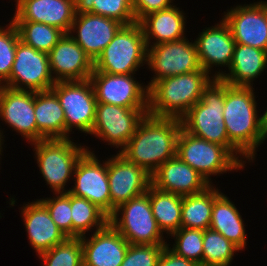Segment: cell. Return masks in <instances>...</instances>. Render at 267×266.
<instances>
[{
  "label": "cell",
  "mask_w": 267,
  "mask_h": 266,
  "mask_svg": "<svg viewBox=\"0 0 267 266\" xmlns=\"http://www.w3.org/2000/svg\"><path fill=\"white\" fill-rule=\"evenodd\" d=\"M181 129L180 119L147 114L119 153L152 175L163 163L176 156Z\"/></svg>",
  "instance_id": "cell-1"
},
{
  "label": "cell",
  "mask_w": 267,
  "mask_h": 266,
  "mask_svg": "<svg viewBox=\"0 0 267 266\" xmlns=\"http://www.w3.org/2000/svg\"><path fill=\"white\" fill-rule=\"evenodd\" d=\"M224 100L225 81L213 78L204 88L201 99L180 119L182 129L195 137L224 146L245 167L251 161L227 135Z\"/></svg>",
  "instance_id": "cell-2"
},
{
  "label": "cell",
  "mask_w": 267,
  "mask_h": 266,
  "mask_svg": "<svg viewBox=\"0 0 267 266\" xmlns=\"http://www.w3.org/2000/svg\"><path fill=\"white\" fill-rule=\"evenodd\" d=\"M254 91L253 87L231 86L225 82L223 111L229 140L253 163L257 148L266 140L261 132V111L257 110Z\"/></svg>",
  "instance_id": "cell-3"
},
{
  "label": "cell",
  "mask_w": 267,
  "mask_h": 266,
  "mask_svg": "<svg viewBox=\"0 0 267 266\" xmlns=\"http://www.w3.org/2000/svg\"><path fill=\"white\" fill-rule=\"evenodd\" d=\"M213 78L201 68L156 81L148 89V114L181 119L201 99L204 88Z\"/></svg>",
  "instance_id": "cell-4"
},
{
  "label": "cell",
  "mask_w": 267,
  "mask_h": 266,
  "mask_svg": "<svg viewBox=\"0 0 267 266\" xmlns=\"http://www.w3.org/2000/svg\"><path fill=\"white\" fill-rule=\"evenodd\" d=\"M74 139H44L31 143L35 161L46 185L53 193H66L77 161L89 149ZM67 189V190H66Z\"/></svg>",
  "instance_id": "cell-5"
},
{
  "label": "cell",
  "mask_w": 267,
  "mask_h": 266,
  "mask_svg": "<svg viewBox=\"0 0 267 266\" xmlns=\"http://www.w3.org/2000/svg\"><path fill=\"white\" fill-rule=\"evenodd\" d=\"M147 64V45L138 22L123 25L94 61V71L110 74H136Z\"/></svg>",
  "instance_id": "cell-6"
},
{
  "label": "cell",
  "mask_w": 267,
  "mask_h": 266,
  "mask_svg": "<svg viewBox=\"0 0 267 266\" xmlns=\"http://www.w3.org/2000/svg\"><path fill=\"white\" fill-rule=\"evenodd\" d=\"M109 223L129 244L167 245L164 234L155 220L146 193L118 206L109 217Z\"/></svg>",
  "instance_id": "cell-7"
},
{
  "label": "cell",
  "mask_w": 267,
  "mask_h": 266,
  "mask_svg": "<svg viewBox=\"0 0 267 266\" xmlns=\"http://www.w3.org/2000/svg\"><path fill=\"white\" fill-rule=\"evenodd\" d=\"M176 155L211 185V176L245 168L224 146L195 137L181 129Z\"/></svg>",
  "instance_id": "cell-8"
},
{
  "label": "cell",
  "mask_w": 267,
  "mask_h": 266,
  "mask_svg": "<svg viewBox=\"0 0 267 266\" xmlns=\"http://www.w3.org/2000/svg\"><path fill=\"white\" fill-rule=\"evenodd\" d=\"M51 90L64 110L66 139L77 129L90 134L95 121L97 100L90 79L83 81H59ZM73 132V133H71Z\"/></svg>",
  "instance_id": "cell-9"
},
{
  "label": "cell",
  "mask_w": 267,
  "mask_h": 266,
  "mask_svg": "<svg viewBox=\"0 0 267 266\" xmlns=\"http://www.w3.org/2000/svg\"><path fill=\"white\" fill-rule=\"evenodd\" d=\"M146 68L153 77L147 82L148 89L158 80L181 75L201 69L195 42L184 38L154 46H147Z\"/></svg>",
  "instance_id": "cell-10"
},
{
  "label": "cell",
  "mask_w": 267,
  "mask_h": 266,
  "mask_svg": "<svg viewBox=\"0 0 267 266\" xmlns=\"http://www.w3.org/2000/svg\"><path fill=\"white\" fill-rule=\"evenodd\" d=\"M147 114L148 109L97 103L95 121L90 134L108 143L111 148H117L119 153Z\"/></svg>",
  "instance_id": "cell-11"
},
{
  "label": "cell",
  "mask_w": 267,
  "mask_h": 266,
  "mask_svg": "<svg viewBox=\"0 0 267 266\" xmlns=\"http://www.w3.org/2000/svg\"><path fill=\"white\" fill-rule=\"evenodd\" d=\"M55 83L48 53L38 51L19 40L9 79L3 86L39 92L50 90Z\"/></svg>",
  "instance_id": "cell-12"
},
{
  "label": "cell",
  "mask_w": 267,
  "mask_h": 266,
  "mask_svg": "<svg viewBox=\"0 0 267 266\" xmlns=\"http://www.w3.org/2000/svg\"><path fill=\"white\" fill-rule=\"evenodd\" d=\"M91 149L77 161L72 180L75 181L70 193L83 197L111 216L109 181L107 177V159L99 160ZM102 162V163H101Z\"/></svg>",
  "instance_id": "cell-13"
},
{
  "label": "cell",
  "mask_w": 267,
  "mask_h": 266,
  "mask_svg": "<svg viewBox=\"0 0 267 266\" xmlns=\"http://www.w3.org/2000/svg\"><path fill=\"white\" fill-rule=\"evenodd\" d=\"M134 76L135 74L119 75L93 71L89 79L97 103L148 109L147 84L139 82Z\"/></svg>",
  "instance_id": "cell-14"
},
{
  "label": "cell",
  "mask_w": 267,
  "mask_h": 266,
  "mask_svg": "<svg viewBox=\"0 0 267 266\" xmlns=\"http://www.w3.org/2000/svg\"><path fill=\"white\" fill-rule=\"evenodd\" d=\"M117 154L107 158L111 215L121 204L147 192L151 185V175L142 167Z\"/></svg>",
  "instance_id": "cell-15"
},
{
  "label": "cell",
  "mask_w": 267,
  "mask_h": 266,
  "mask_svg": "<svg viewBox=\"0 0 267 266\" xmlns=\"http://www.w3.org/2000/svg\"><path fill=\"white\" fill-rule=\"evenodd\" d=\"M223 15L236 43L267 51V1L237 4Z\"/></svg>",
  "instance_id": "cell-16"
},
{
  "label": "cell",
  "mask_w": 267,
  "mask_h": 266,
  "mask_svg": "<svg viewBox=\"0 0 267 266\" xmlns=\"http://www.w3.org/2000/svg\"><path fill=\"white\" fill-rule=\"evenodd\" d=\"M194 42L201 68L214 78H220L226 70L219 67L229 69L236 44L228 23L222 17L219 23L203 29ZM214 66L219 70L214 71Z\"/></svg>",
  "instance_id": "cell-17"
},
{
  "label": "cell",
  "mask_w": 267,
  "mask_h": 266,
  "mask_svg": "<svg viewBox=\"0 0 267 266\" xmlns=\"http://www.w3.org/2000/svg\"><path fill=\"white\" fill-rule=\"evenodd\" d=\"M34 97L35 91L0 86V120L25 138L29 144L37 142Z\"/></svg>",
  "instance_id": "cell-18"
},
{
  "label": "cell",
  "mask_w": 267,
  "mask_h": 266,
  "mask_svg": "<svg viewBox=\"0 0 267 266\" xmlns=\"http://www.w3.org/2000/svg\"><path fill=\"white\" fill-rule=\"evenodd\" d=\"M122 26L119 21L101 15L75 14L69 35L94 62Z\"/></svg>",
  "instance_id": "cell-19"
},
{
  "label": "cell",
  "mask_w": 267,
  "mask_h": 266,
  "mask_svg": "<svg viewBox=\"0 0 267 266\" xmlns=\"http://www.w3.org/2000/svg\"><path fill=\"white\" fill-rule=\"evenodd\" d=\"M48 56L55 82L87 80L94 71V62L69 33L64 34Z\"/></svg>",
  "instance_id": "cell-20"
},
{
  "label": "cell",
  "mask_w": 267,
  "mask_h": 266,
  "mask_svg": "<svg viewBox=\"0 0 267 266\" xmlns=\"http://www.w3.org/2000/svg\"><path fill=\"white\" fill-rule=\"evenodd\" d=\"M83 250V266H121L128 241L110 224L95 231L90 238L80 237Z\"/></svg>",
  "instance_id": "cell-21"
},
{
  "label": "cell",
  "mask_w": 267,
  "mask_h": 266,
  "mask_svg": "<svg viewBox=\"0 0 267 266\" xmlns=\"http://www.w3.org/2000/svg\"><path fill=\"white\" fill-rule=\"evenodd\" d=\"M27 203H24L20 209L21 217L29 244L38 256L62 243L68 237L57 227L48 209L39 199Z\"/></svg>",
  "instance_id": "cell-22"
},
{
  "label": "cell",
  "mask_w": 267,
  "mask_h": 266,
  "mask_svg": "<svg viewBox=\"0 0 267 266\" xmlns=\"http://www.w3.org/2000/svg\"><path fill=\"white\" fill-rule=\"evenodd\" d=\"M151 185L160 191L180 196L196 194L210 186L204 177L177 155L151 175Z\"/></svg>",
  "instance_id": "cell-23"
},
{
  "label": "cell",
  "mask_w": 267,
  "mask_h": 266,
  "mask_svg": "<svg viewBox=\"0 0 267 266\" xmlns=\"http://www.w3.org/2000/svg\"><path fill=\"white\" fill-rule=\"evenodd\" d=\"M12 21L40 22L70 32L75 17L74 0H25L16 8Z\"/></svg>",
  "instance_id": "cell-24"
},
{
  "label": "cell",
  "mask_w": 267,
  "mask_h": 266,
  "mask_svg": "<svg viewBox=\"0 0 267 266\" xmlns=\"http://www.w3.org/2000/svg\"><path fill=\"white\" fill-rule=\"evenodd\" d=\"M185 15L183 10L173 5L144 16L138 23L142 27L146 45L154 46L186 38Z\"/></svg>",
  "instance_id": "cell-25"
},
{
  "label": "cell",
  "mask_w": 267,
  "mask_h": 266,
  "mask_svg": "<svg viewBox=\"0 0 267 266\" xmlns=\"http://www.w3.org/2000/svg\"><path fill=\"white\" fill-rule=\"evenodd\" d=\"M266 69L267 51L236 43L231 65L220 79L231 86L253 87Z\"/></svg>",
  "instance_id": "cell-26"
},
{
  "label": "cell",
  "mask_w": 267,
  "mask_h": 266,
  "mask_svg": "<svg viewBox=\"0 0 267 266\" xmlns=\"http://www.w3.org/2000/svg\"><path fill=\"white\" fill-rule=\"evenodd\" d=\"M34 113L37 142L44 139H66L64 110L51 89L35 92Z\"/></svg>",
  "instance_id": "cell-27"
},
{
  "label": "cell",
  "mask_w": 267,
  "mask_h": 266,
  "mask_svg": "<svg viewBox=\"0 0 267 266\" xmlns=\"http://www.w3.org/2000/svg\"><path fill=\"white\" fill-rule=\"evenodd\" d=\"M244 224L242 215L234 202L221 193L213 203L210 228L221 233L243 251L248 244Z\"/></svg>",
  "instance_id": "cell-28"
},
{
  "label": "cell",
  "mask_w": 267,
  "mask_h": 266,
  "mask_svg": "<svg viewBox=\"0 0 267 266\" xmlns=\"http://www.w3.org/2000/svg\"><path fill=\"white\" fill-rule=\"evenodd\" d=\"M214 185L199 193L182 196L181 227L203 231L210 228L214 200L222 193Z\"/></svg>",
  "instance_id": "cell-29"
},
{
  "label": "cell",
  "mask_w": 267,
  "mask_h": 266,
  "mask_svg": "<svg viewBox=\"0 0 267 266\" xmlns=\"http://www.w3.org/2000/svg\"><path fill=\"white\" fill-rule=\"evenodd\" d=\"M150 206L160 230L167 237L181 228L182 196L149 186Z\"/></svg>",
  "instance_id": "cell-30"
},
{
  "label": "cell",
  "mask_w": 267,
  "mask_h": 266,
  "mask_svg": "<svg viewBox=\"0 0 267 266\" xmlns=\"http://www.w3.org/2000/svg\"><path fill=\"white\" fill-rule=\"evenodd\" d=\"M72 237L98 231L109 223V217L89 200L71 194Z\"/></svg>",
  "instance_id": "cell-31"
},
{
  "label": "cell",
  "mask_w": 267,
  "mask_h": 266,
  "mask_svg": "<svg viewBox=\"0 0 267 266\" xmlns=\"http://www.w3.org/2000/svg\"><path fill=\"white\" fill-rule=\"evenodd\" d=\"M75 14L92 13L112 18L123 25L136 22L133 0H74Z\"/></svg>",
  "instance_id": "cell-32"
},
{
  "label": "cell",
  "mask_w": 267,
  "mask_h": 266,
  "mask_svg": "<svg viewBox=\"0 0 267 266\" xmlns=\"http://www.w3.org/2000/svg\"><path fill=\"white\" fill-rule=\"evenodd\" d=\"M19 32L20 40L34 49L49 53L64 36L56 27L40 22L13 21Z\"/></svg>",
  "instance_id": "cell-33"
},
{
  "label": "cell",
  "mask_w": 267,
  "mask_h": 266,
  "mask_svg": "<svg viewBox=\"0 0 267 266\" xmlns=\"http://www.w3.org/2000/svg\"><path fill=\"white\" fill-rule=\"evenodd\" d=\"M239 251L221 233L211 228L203 231V266H230Z\"/></svg>",
  "instance_id": "cell-34"
},
{
  "label": "cell",
  "mask_w": 267,
  "mask_h": 266,
  "mask_svg": "<svg viewBox=\"0 0 267 266\" xmlns=\"http://www.w3.org/2000/svg\"><path fill=\"white\" fill-rule=\"evenodd\" d=\"M38 257L42 266H83L81 238L68 237Z\"/></svg>",
  "instance_id": "cell-35"
},
{
  "label": "cell",
  "mask_w": 267,
  "mask_h": 266,
  "mask_svg": "<svg viewBox=\"0 0 267 266\" xmlns=\"http://www.w3.org/2000/svg\"><path fill=\"white\" fill-rule=\"evenodd\" d=\"M174 239V243H167V247L176 255L192 260L203 266V230L189 229L181 227L179 230L169 235ZM173 247V248H171Z\"/></svg>",
  "instance_id": "cell-36"
},
{
  "label": "cell",
  "mask_w": 267,
  "mask_h": 266,
  "mask_svg": "<svg viewBox=\"0 0 267 266\" xmlns=\"http://www.w3.org/2000/svg\"><path fill=\"white\" fill-rule=\"evenodd\" d=\"M19 40V32L12 20L5 27L0 25V86L9 79Z\"/></svg>",
  "instance_id": "cell-37"
},
{
  "label": "cell",
  "mask_w": 267,
  "mask_h": 266,
  "mask_svg": "<svg viewBox=\"0 0 267 266\" xmlns=\"http://www.w3.org/2000/svg\"><path fill=\"white\" fill-rule=\"evenodd\" d=\"M53 197L39 200L48 209L52 220L67 237H72L71 193H53Z\"/></svg>",
  "instance_id": "cell-38"
},
{
  "label": "cell",
  "mask_w": 267,
  "mask_h": 266,
  "mask_svg": "<svg viewBox=\"0 0 267 266\" xmlns=\"http://www.w3.org/2000/svg\"><path fill=\"white\" fill-rule=\"evenodd\" d=\"M165 246L129 244L121 266H157Z\"/></svg>",
  "instance_id": "cell-39"
},
{
  "label": "cell",
  "mask_w": 267,
  "mask_h": 266,
  "mask_svg": "<svg viewBox=\"0 0 267 266\" xmlns=\"http://www.w3.org/2000/svg\"><path fill=\"white\" fill-rule=\"evenodd\" d=\"M173 2L174 0H133V11L136 22H139L144 16L150 13L173 6Z\"/></svg>",
  "instance_id": "cell-40"
},
{
  "label": "cell",
  "mask_w": 267,
  "mask_h": 266,
  "mask_svg": "<svg viewBox=\"0 0 267 266\" xmlns=\"http://www.w3.org/2000/svg\"><path fill=\"white\" fill-rule=\"evenodd\" d=\"M157 266H200L192 260H188L182 256L176 255L173 251L167 247H164Z\"/></svg>",
  "instance_id": "cell-41"
},
{
  "label": "cell",
  "mask_w": 267,
  "mask_h": 266,
  "mask_svg": "<svg viewBox=\"0 0 267 266\" xmlns=\"http://www.w3.org/2000/svg\"><path fill=\"white\" fill-rule=\"evenodd\" d=\"M261 132L265 139H267V107L262 115H260Z\"/></svg>",
  "instance_id": "cell-42"
},
{
  "label": "cell",
  "mask_w": 267,
  "mask_h": 266,
  "mask_svg": "<svg viewBox=\"0 0 267 266\" xmlns=\"http://www.w3.org/2000/svg\"><path fill=\"white\" fill-rule=\"evenodd\" d=\"M4 138H5V135L3 133V130L0 129V156L2 155V152H3V146H4V141H5Z\"/></svg>",
  "instance_id": "cell-43"
},
{
  "label": "cell",
  "mask_w": 267,
  "mask_h": 266,
  "mask_svg": "<svg viewBox=\"0 0 267 266\" xmlns=\"http://www.w3.org/2000/svg\"><path fill=\"white\" fill-rule=\"evenodd\" d=\"M16 2L15 7H17L21 2L25 1V0H14Z\"/></svg>",
  "instance_id": "cell-44"
}]
</instances>
